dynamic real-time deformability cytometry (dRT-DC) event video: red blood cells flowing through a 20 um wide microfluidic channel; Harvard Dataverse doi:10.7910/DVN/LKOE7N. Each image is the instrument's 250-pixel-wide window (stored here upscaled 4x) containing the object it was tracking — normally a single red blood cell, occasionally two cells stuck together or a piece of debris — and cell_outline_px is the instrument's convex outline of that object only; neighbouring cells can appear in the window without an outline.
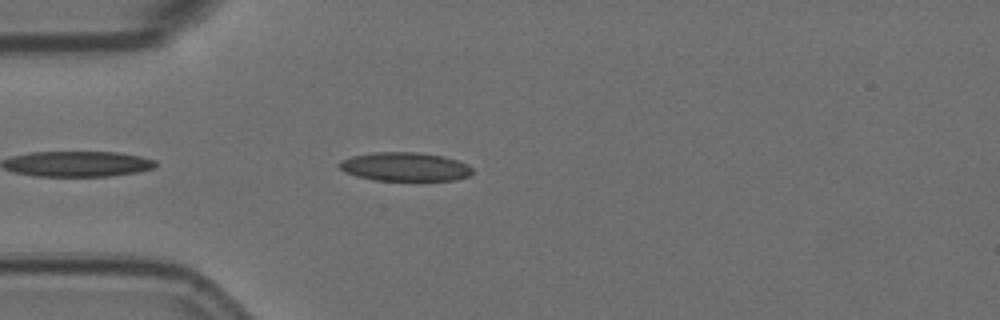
{"species": "Egyptian fruit bat (a non-hibernating species)", "species_latin": "Rousettus aegyptiacus", "temperature_condition": "room temperature", "stored_images_in_passage": 28, "camera_frame_rate_fps": 3000, "um_per_image_px": 0.085, "animal": {"sex": "female"}, "frame": {"image": 1, "passage_image": 3, "time_ms": 0.667, "image_size_px": [1000, 320], "cell_outline_px": [[472, 172], [468, 176], [456, 180], [376, 180], [356, 176], [344, 172], [336, 164], [340, 160], [352, 156], [372, 152], [416, 152], [444, 156], [468, 164], [472, 168]], "centroid_in_image_um": [34.39, 14.16], "position_along_channel_um": 50.6, "area_um2": 22.37}}
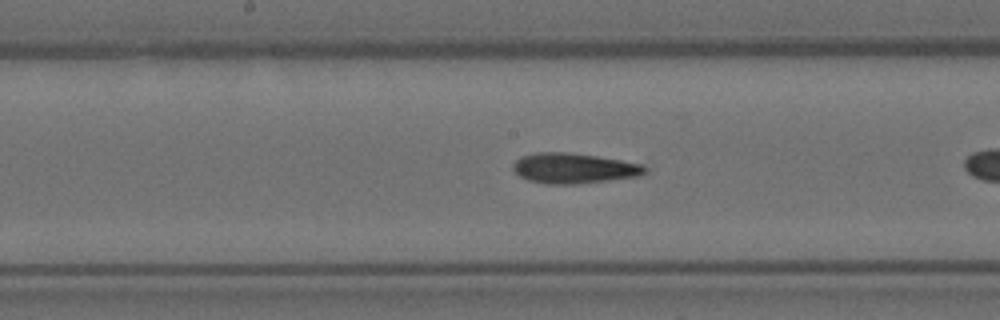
{"frame": {"image": 2, "passage_image": 13, "time_ms": 4.0, "image_size_px": [1000, 320], "cell_outline_px": [[644, 172], [640, 176], [576, 184], [548, 184], [528, 180], [520, 176], [512, 168], [512, 164], [520, 156], [536, 152], [564, 152], [596, 156], [620, 160], [640, 164], [644, 168]], "centroid_in_image_um": [48.7, 14.3], "position_along_channel_um": 199.5, "area_um2": 23.0}}
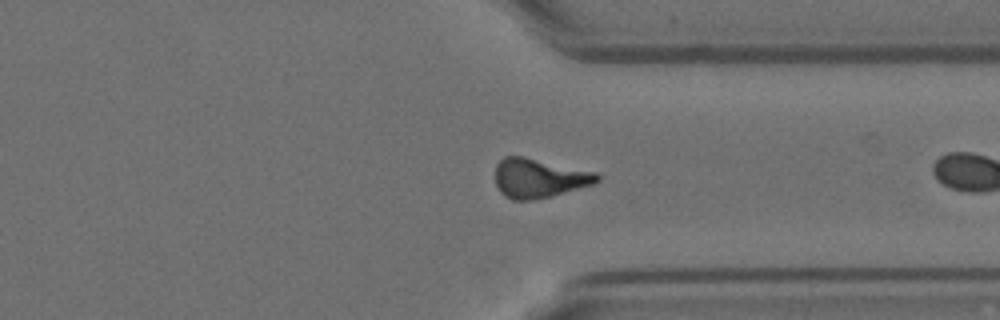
{"frame": {"image": 3, "passage_image": 27, "time_ms": 8.667, "image_size_px": [1000, 320], "cell_outline_px": [[600, 180], [596, 184], [552, 196], [532, 200], [512, 200], [504, 196], [500, 192], [496, 184], [496, 164], [504, 156], [524, 156], [596, 172], [600, 176]], "centroid_in_image_um": [45.83, 15.15], "position_along_channel_um": 365.6, "area_um2": 23.52}}